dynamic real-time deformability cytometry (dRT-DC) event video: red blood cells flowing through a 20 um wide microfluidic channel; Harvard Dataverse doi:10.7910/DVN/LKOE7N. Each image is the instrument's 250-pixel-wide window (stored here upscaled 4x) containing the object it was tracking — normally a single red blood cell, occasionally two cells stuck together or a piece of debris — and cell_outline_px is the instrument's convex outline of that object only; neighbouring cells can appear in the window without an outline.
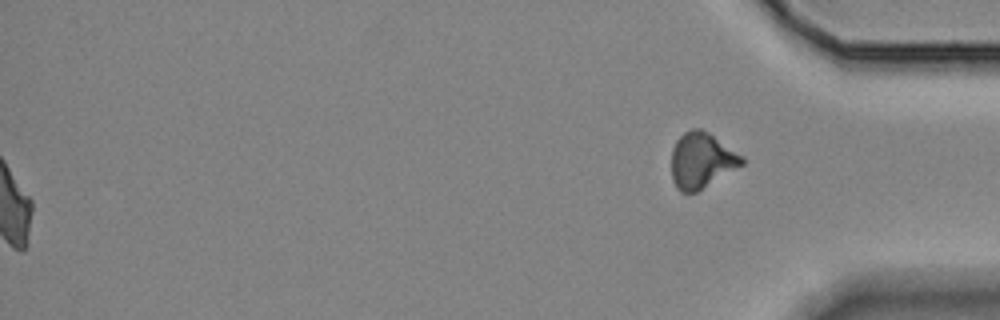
{"species": "Egyptian fruit bat (a non-hibernating species)", "species_latin": "Rousettus aegyptiacus", "temperature_condition": "room temperature", "stored_images_in_passage": 39, "segment_of_instrument_passage": [2, 2], "camera_frame_rate_fps": 3000, "um_per_image_px": 0.085, "animal": {"sex": "female"}, "frame": {"image": 1, "passage_image": 39, "time_ms": 12.667, "image_size_px": [1000, 320], "cell_outline_px": [[744, 164], [696, 192], [680, 192], [676, 188], [672, 180], [672, 148], [676, 140], [684, 132], [692, 128], [700, 128], [708, 132], [744, 156]], "centroid_in_image_um": [59.62, 13.62], "position_along_channel_um": 375.6, "area_um2": 22.83}}